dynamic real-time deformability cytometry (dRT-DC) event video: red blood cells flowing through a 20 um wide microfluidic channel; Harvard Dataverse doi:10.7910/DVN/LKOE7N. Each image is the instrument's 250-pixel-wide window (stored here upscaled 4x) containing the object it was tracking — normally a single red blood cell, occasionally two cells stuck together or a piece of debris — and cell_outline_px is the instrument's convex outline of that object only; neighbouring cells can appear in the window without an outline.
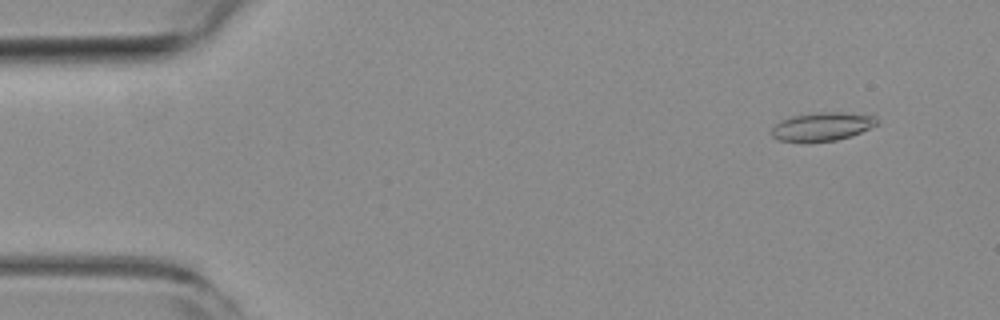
{"species": "common noctule bat (a hibernating species)", "species_latin": "Nyctalus noctula", "temperature_condition": "room temperature", "stored_images_in_passage": 55, "segment_of_instrument_passage": [1, 2], "camera_frame_rate_fps": 3000, "um_per_image_px": 0.085, "animal": {"sex": "female", "body_mass_g": 19.3, "forearm_length_mm": 54.1}, "frame": {"image": 1, "passage_image": 5, "time_ms": 1.333, "image_size_px": [1000, 320], "cell_outline_px": [[880, 120], [876, 124], [852, 136], [836, 140], [780, 140], [772, 136], [772, 128], [780, 120], [792, 116], [816, 112], [840, 112], [876, 116]], "centroid_in_image_um": [69.91, 10.72], "position_along_channel_um": 15.1, "area_um2": 16.99}}
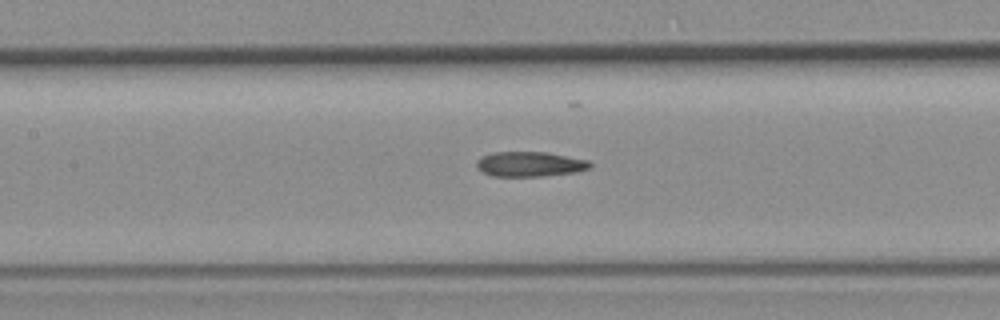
{"frame": {"image": 2, "passage_image": 25, "time_ms": 8.0, "image_size_px": [1000, 320], "cell_outline_px": [[592, 164], [588, 168], [576, 172], [544, 176], [492, 176], [476, 168], [476, 160], [480, 156], [492, 152], [548, 152], [588, 160]], "centroid_in_image_um": [45.0, 13.94], "position_along_channel_um": 162.4, "area_um2": 16.59}}
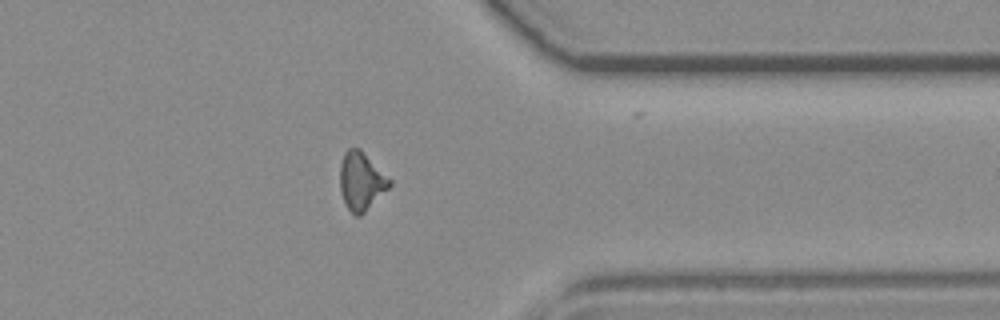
{"frame": {"image": 3, "passage_image": 43, "time_ms": 14.0, "image_size_px": [1000, 320], "cell_outline_px": [[392, 184], [360, 216], [356, 216], [348, 208], [340, 192], [340, 164], [344, 152], [348, 148], [360, 148], [392, 180]], "centroid_in_image_um": [30.7, 15.36], "position_along_channel_um": 380.7, "area_um2": 16.65}}